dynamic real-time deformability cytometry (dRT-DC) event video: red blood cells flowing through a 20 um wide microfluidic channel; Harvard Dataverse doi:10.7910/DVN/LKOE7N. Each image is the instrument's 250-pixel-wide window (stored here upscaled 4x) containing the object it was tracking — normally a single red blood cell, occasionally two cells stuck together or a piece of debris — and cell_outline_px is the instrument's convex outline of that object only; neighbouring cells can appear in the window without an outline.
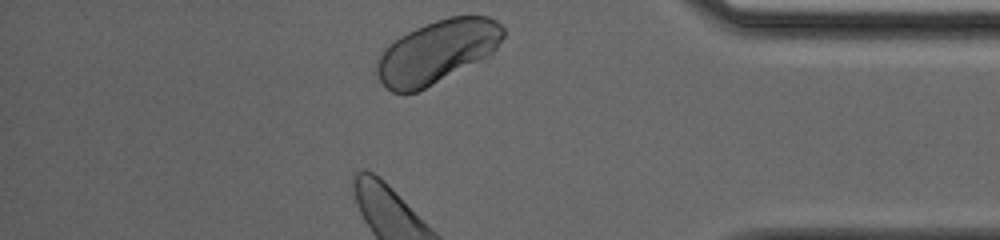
{"species": "human", "species_latin": "Homo sapiens", "temperature_condition": "cold", "stored_images_in_passage": 26, "camera_frame_rate_fps": 3000, "um_per_image_px": 0.085, "donor": {"sex": "male"}, "frame": {"image": 1, "passage_image": 26, "time_ms": 8.333, "image_size_px": [1000, 240], "cell_outline_px": [[504, 36], [496, 48], [488, 56], [416, 92], [392, 92], [380, 80], [376, 72], [376, 60], [384, 48], [400, 36], [416, 28], [436, 20], [448, 16], [488, 16], [496, 20], [504, 28]], "centroid_in_image_um": [37.14, 4.37], "position_along_channel_um": 398.1, "area_um2": 45.78}}